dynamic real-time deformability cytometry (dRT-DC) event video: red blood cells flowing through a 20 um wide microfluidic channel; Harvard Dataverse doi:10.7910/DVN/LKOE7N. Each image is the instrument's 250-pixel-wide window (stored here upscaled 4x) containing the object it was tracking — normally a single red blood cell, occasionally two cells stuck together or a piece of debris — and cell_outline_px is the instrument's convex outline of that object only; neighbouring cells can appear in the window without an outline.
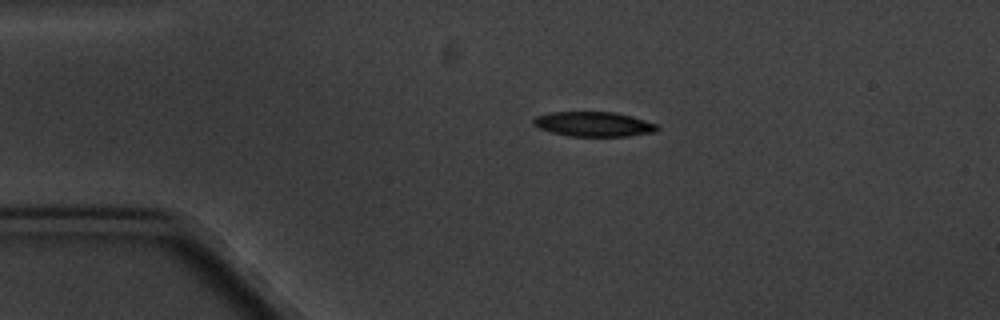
{"species": "common noctule bat (a hibernating species)", "species_latin": "Nyctalus noctula", "temperature_condition": "cold", "stored_images_in_passage": 3, "camera_frame_rate_fps": 3000, "um_per_image_px": 0.085, "animal": {"sex": "male", "body_mass_g": 20.1, "forearm_length_mm": 53.5}, "frame": {"image": 1, "passage_image": 1, "time_ms": 0.0, "image_size_px": [1000, 320], "cell_outline_px": [[660, 128], [656, 132], [628, 136], [572, 136], [552, 132], [540, 128], [532, 124], [532, 120], [536, 116], [548, 112], [616, 112], [632, 116], [656, 124]], "centroid_in_image_um": [50.47, 10.54], "position_along_channel_um": 34.5, "area_um2": 17.86}}
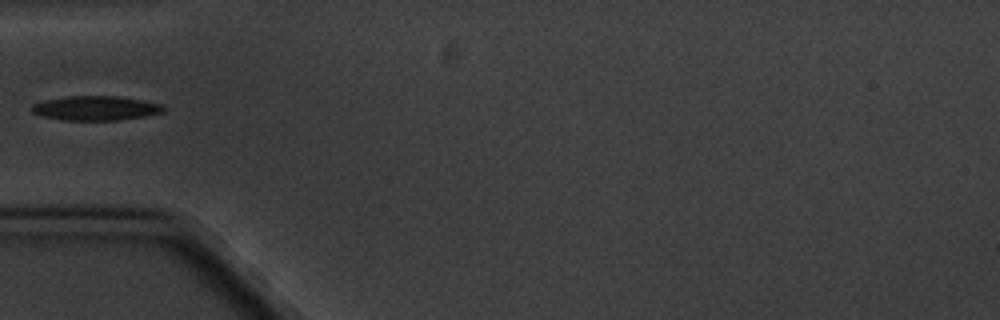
{"frame": {"image": 2, "passage_image": 3, "time_ms": 2.333, "image_size_px": [1000, 320], "cell_outline_px": [[164, 112], [144, 116], [116, 120], [64, 120], [44, 116], [32, 112], [32, 104], [44, 100], [64, 96], [120, 96], [144, 100], [160, 104], [164, 108]], "centroid_in_image_um": [8.13, 9.18], "position_along_channel_um": 76.9, "area_um2": 18.67}}